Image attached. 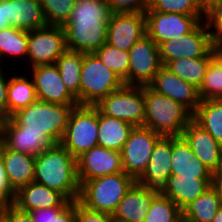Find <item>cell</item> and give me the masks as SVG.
I'll return each instance as SVG.
<instances>
[{
  "mask_svg": "<svg viewBox=\"0 0 222 222\" xmlns=\"http://www.w3.org/2000/svg\"><path fill=\"white\" fill-rule=\"evenodd\" d=\"M212 181V178L183 177L170 174L167 182L159 191L183 210L210 188Z\"/></svg>",
  "mask_w": 222,
  "mask_h": 222,
  "instance_id": "cell-21",
  "label": "cell"
},
{
  "mask_svg": "<svg viewBox=\"0 0 222 222\" xmlns=\"http://www.w3.org/2000/svg\"><path fill=\"white\" fill-rule=\"evenodd\" d=\"M213 58L214 57H199L190 59L183 57L169 61L164 67L185 82L199 89L206 74L207 67Z\"/></svg>",
  "mask_w": 222,
  "mask_h": 222,
  "instance_id": "cell-30",
  "label": "cell"
},
{
  "mask_svg": "<svg viewBox=\"0 0 222 222\" xmlns=\"http://www.w3.org/2000/svg\"><path fill=\"white\" fill-rule=\"evenodd\" d=\"M124 82L94 54H84L79 86V105H96L120 89Z\"/></svg>",
  "mask_w": 222,
  "mask_h": 222,
  "instance_id": "cell-6",
  "label": "cell"
},
{
  "mask_svg": "<svg viewBox=\"0 0 222 222\" xmlns=\"http://www.w3.org/2000/svg\"><path fill=\"white\" fill-rule=\"evenodd\" d=\"M77 176L80 186L97 177L124 172L121 152L94 146L76 158Z\"/></svg>",
  "mask_w": 222,
  "mask_h": 222,
  "instance_id": "cell-15",
  "label": "cell"
},
{
  "mask_svg": "<svg viewBox=\"0 0 222 222\" xmlns=\"http://www.w3.org/2000/svg\"><path fill=\"white\" fill-rule=\"evenodd\" d=\"M10 75L7 91L8 117H11L18 110L27 107L37 100L34 81L31 76ZM13 76V77H12ZM29 76V77H28Z\"/></svg>",
  "mask_w": 222,
  "mask_h": 222,
  "instance_id": "cell-27",
  "label": "cell"
},
{
  "mask_svg": "<svg viewBox=\"0 0 222 222\" xmlns=\"http://www.w3.org/2000/svg\"><path fill=\"white\" fill-rule=\"evenodd\" d=\"M4 208H5V205L4 204H0V219L3 216Z\"/></svg>",
  "mask_w": 222,
  "mask_h": 222,
  "instance_id": "cell-52",
  "label": "cell"
},
{
  "mask_svg": "<svg viewBox=\"0 0 222 222\" xmlns=\"http://www.w3.org/2000/svg\"><path fill=\"white\" fill-rule=\"evenodd\" d=\"M144 127L164 137H181L193 114L177 101L144 86Z\"/></svg>",
  "mask_w": 222,
  "mask_h": 222,
  "instance_id": "cell-4",
  "label": "cell"
},
{
  "mask_svg": "<svg viewBox=\"0 0 222 222\" xmlns=\"http://www.w3.org/2000/svg\"><path fill=\"white\" fill-rule=\"evenodd\" d=\"M2 217L7 222H33L28 212L20 210L14 204L5 206Z\"/></svg>",
  "mask_w": 222,
  "mask_h": 222,
  "instance_id": "cell-44",
  "label": "cell"
},
{
  "mask_svg": "<svg viewBox=\"0 0 222 222\" xmlns=\"http://www.w3.org/2000/svg\"><path fill=\"white\" fill-rule=\"evenodd\" d=\"M212 180H222V151L216 169L212 172Z\"/></svg>",
  "mask_w": 222,
  "mask_h": 222,
  "instance_id": "cell-46",
  "label": "cell"
},
{
  "mask_svg": "<svg viewBox=\"0 0 222 222\" xmlns=\"http://www.w3.org/2000/svg\"><path fill=\"white\" fill-rule=\"evenodd\" d=\"M146 33L159 46L161 43L190 33L205 15H184L179 13H164L147 11Z\"/></svg>",
  "mask_w": 222,
  "mask_h": 222,
  "instance_id": "cell-13",
  "label": "cell"
},
{
  "mask_svg": "<svg viewBox=\"0 0 222 222\" xmlns=\"http://www.w3.org/2000/svg\"><path fill=\"white\" fill-rule=\"evenodd\" d=\"M40 0H0V30L32 31L47 26Z\"/></svg>",
  "mask_w": 222,
  "mask_h": 222,
  "instance_id": "cell-14",
  "label": "cell"
},
{
  "mask_svg": "<svg viewBox=\"0 0 222 222\" xmlns=\"http://www.w3.org/2000/svg\"><path fill=\"white\" fill-rule=\"evenodd\" d=\"M161 137L150 128L134 127L121 151L123 171L137 180L146 170L153 148Z\"/></svg>",
  "mask_w": 222,
  "mask_h": 222,
  "instance_id": "cell-11",
  "label": "cell"
},
{
  "mask_svg": "<svg viewBox=\"0 0 222 222\" xmlns=\"http://www.w3.org/2000/svg\"><path fill=\"white\" fill-rule=\"evenodd\" d=\"M171 174V137L162 136L155 144L146 170L136 180L140 185L160 190Z\"/></svg>",
  "mask_w": 222,
  "mask_h": 222,
  "instance_id": "cell-20",
  "label": "cell"
},
{
  "mask_svg": "<svg viewBox=\"0 0 222 222\" xmlns=\"http://www.w3.org/2000/svg\"><path fill=\"white\" fill-rule=\"evenodd\" d=\"M28 55V31L20 30L15 27H8L0 30V65L4 61L18 59L27 60ZM7 57V58H6ZM11 57V58H10ZM6 58V59H5ZM21 58V60H20Z\"/></svg>",
  "mask_w": 222,
  "mask_h": 222,
  "instance_id": "cell-32",
  "label": "cell"
},
{
  "mask_svg": "<svg viewBox=\"0 0 222 222\" xmlns=\"http://www.w3.org/2000/svg\"><path fill=\"white\" fill-rule=\"evenodd\" d=\"M48 25L64 26L69 20L76 0H40Z\"/></svg>",
  "mask_w": 222,
  "mask_h": 222,
  "instance_id": "cell-36",
  "label": "cell"
},
{
  "mask_svg": "<svg viewBox=\"0 0 222 222\" xmlns=\"http://www.w3.org/2000/svg\"><path fill=\"white\" fill-rule=\"evenodd\" d=\"M146 33V15L142 13H113L108 23L107 41L120 50L130 48Z\"/></svg>",
  "mask_w": 222,
  "mask_h": 222,
  "instance_id": "cell-17",
  "label": "cell"
},
{
  "mask_svg": "<svg viewBox=\"0 0 222 222\" xmlns=\"http://www.w3.org/2000/svg\"><path fill=\"white\" fill-rule=\"evenodd\" d=\"M221 206L213 185L182 210V218L188 222H212Z\"/></svg>",
  "mask_w": 222,
  "mask_h": 222,
  "instance_id": "cell-29",
  "label": "cell"
},
{
  "mask_svg": "<svg viewBox=\"0 0 222 222\" xmlns=\"http://www.w3.org/2000/svg\"><path fill=\"white\" fill-rule=\"evenodd\" d=\"M212 185L216 189L219 196L220 204L222 205V180H213Z\"/></svg>",
  "mask_w": 222,
  "mask_h": 222,
  "instance_id": "cell-47",
  "label": "cell"
},
{
  "mask_svg": "<svg viewBox=\"0 0 222 222\" xmlns=\"http://www.w3.org/2000/svg\"><path fill=\"white\" fill-rule=\"evenodd\" d=\"M163 66L179 58L215 57L216 48L212 43L206 21H201L190 33L167 40L159 46Z\"/></svg>",
  "mask_w": 222,
  "mask_h": 222,
  "instance_id": "cell-9",
  "label": "cell"
},
{
  "mask_svg": "<svg viewBox=\"0 0 222 222\" xmlns=\"http://www.w3.org/2000/svg\"><path fill=\"white\" fill-rule=\"evenodd\" d=\"M179 222H188V221H186V220H184V219L182 218Z\"/></svg>",
  "mask_w": 222,
  "mask_h": 222,
  "instance_id": "cell-54",
  "label": "cell"
},
{
  "mask_svg": "<svg viewBox=\"0 0 222 222\" xmlns=\"http://www.w3.org/2000/svg\"><path fill=\"white\" fill-rule=\"evenodd\" d=\"M70 203L59 192L35 181L21 187L16 192L14 201L16 207L26 212L40 208L67 207Z\"/></svg>",
  "mask_w": 222,
  "mask_h": 222,
  "instance_id": "cell-23",
  "label": "cell"
},
{
  "mask_svg": "<svg viewBox=\"0 0 222 222\" xmlns=\"http://www.w3.org/2000/svg\"><path fill=\"white\" fill-rule=\"evenodd\" d=\"M133 128V125L114 117L105 116L98 110L99 146L121 152Z\"/></svg>",
  "mask_w": 222,
  "mask_h": 222,
  "instance_id": "cell-26",
  "label": "cell"
},
{
  "mask_svg": "<svg viewBox=\"0 0 222 222\" xmlns=\"http://www.w3.org/2000/svg\"><path fill=\"white\" fill-rule=\"evenodd\" d=\"M217 54L222 58V43L215 46Z\"/></svg>",
  "mask_w": 222,
  "mask_h": 222,
  "instance_id": "cell-50",
  "label": "cell"
},
{
  "mask_svg": "<svg viewBox=\"0 0 222 222\" xmlns=\"http://www.w3.org/2000/svg\"><path fill=\"white\" fill-rule=\"evenodd\" d=\"M33 181L59 192L68 201L79 199L80 184L76 158L60 143L43 150L35 157Z\"/></svg>",
  "mask_w": 222,
  "mask_h": 222,
  "instance_id": "cell-3",
  "label": "cell"
},
{
  "mask_svg": "<svg viewBox=\"0 0 222 222\" xmlns=\"http://www.w3.org/2000/svg\"><path fill=\"white\" fill-rule=\"evenodd\" d=\"M181 137L197 158L213 172L220 159L222 146L194 120L184 128Z\"/></svg>",
  "mask_w": 222,
  "mask_h": 222,
  "instance_id": "cell-22",
  "label": "cell"
},
{
  "mask_svg": "<svg viewBox=\"0 0 222 222\" xmlns=\"http://www.w3.org/2000/svg\"><path fill=\"white\" fill-rule=\"evenodd\" d=\"M149 86L154 91L177 101L192 114L201 103L198 88L185 82L164 66L158 71Z\"/></svg>",
  "mask_w": 222,
  "mask_h": 222,
  "instance_id": "cell-18",
  "label": "cell"
},
{
  "mask_svg": "<svg viewBox=\"0 0 222 222\" xmlns=\"http://www.w3.org/2000/svg\"><path fill=\"white\" fill-rule=\"evenodd\" d=\"M128 85L147 86L163 67L158 45L145 34L129 50Z\"/></svg>",
  "mask_w": 222,
  "mask_h": 222,
  "instance_id": "cell-12",
  "label": "cell"
},
{
  "mask_svg": "<svg viewBox=\"0 0 222 222\" xmlns=\"http://www.w3.org/2000/svg\"><path fill=\"white\" fill-rule=\"evenodd\" d=\"M75 222H116V221L111 214L90 210L77 200L75 201Z\"/></svg>",
  "mask_w": 222,
  "mask_h": 222,
  "instance_id": "cell-40",
  "label": "cell"
},
{
  "mask_svg": "<svg viewBox=\"0 0 222 222\" xmlns=\"http://www.w3.org/2000/svg\"><path fill=\"white\" fill-rule=\"evenodd\" d=\"M76 106L37 99L5 119L2 129L4 147L36 157L61 141L70 113Z\"/></svg>",
  "mask_w": 222,
  "mask_h": 222,
  "instance_id": "cell-1",
  "label": "cell"
},
{
  "mask_svg": "<svg viewBox=\"0 0 222 222\" xmlns=\"http://www.w3.org/2000/svg\"><path fill=\"white\" fill-rule=\"evenodd\" d=\"M193 120L222 146V99L201 100Z\"/></svg>",
  "mask_w": 222,
  "mask_h": 222,
  "instance_id": "cell-28",
  "label": "cell"
},
{
  "mask_svg": "<svg viewBox=\"0 0 222 222\" xmlns=\"http://www.w3.org/2000/svg\"><path fill=\"white\" fill-rule=\"evenodd\" d=\"M11 187L17 192L28 185L35 176V156L12 151L3 146L1 157Z\"/></svg>",
  "mask_w": 222,
  "mask_h": 222,
  "instance_id": "cell-25",
  "label": "cell"
},
{
  "mask_svg": "<svg viewBox=\"0 0 222 222\" xmlns=\"http://www.w3.org/2000/svg\"><path fill=\"white\" fill-rule=\"evenodd\" d=\"M200 11L206 16L213 9L222 5V0H197Z\"/></svg>",
  "mask_w": 222,
  "mask_h": 222,
  "instance_id": "cell-45",
  "label": "cell"
},
{
  "mask_svg": "<svg viewBox=\"0 0 222 222\" xmlns=\"http://www.w3.org/2000/svg\"><path fill=\"white\" fill-rule=\"evenodd\" d=\"M182 210L160 191L152 198L143 222H179Z\"/></svg>",
  "mask_w": 222,
  "mask_h": 222,
  "instance_id": "cell-34",
  "label": "cell"
},
{
  "mask_svg": "<svg viewBox=\"0 0 222 222\" xmlns=\"http://www.w3.org/2000/svg\"><path fill=\"white\" fill-rule=\"evenodd\" d=\"M94 106L105 116L120 119L134 127L144 126V86L123 85Z\"/></svg>",
  "mask_w": 222,
  "mask_h": 222,
  "instance_id": "cell-8",
  "label": "cell"
},
{
  "mask_svg": "<svg viewBox=\"0 0 222 222\" xmlns=\"http://www.w3.org/2000/svg\"><path fill=\"white\" fill-rule=\"evenodd\" d=\"M0 222H7L3 217H1Z\"/></svg>",
  "mask_w": 222,
  "mask_h": 222,
  "instance_id": "cell-53",
  "label": "cell"
},
{
  "mask_svg": "<svg viewBox=\"0 0 222 222\" xmlns=\"http://www.w3.org/2000/svg\"><path fill=\"white\" fill-rule=\"evenodd\" d=\"M67 49L63 26L47 25L28 32V55L26 63L29 68L39 65L55 64Z\"/></svg>",
  "mask_w": 222,
  "mask_h": 222,
  "instance_id": "cell-10",
  "label": "cell"
},
{
  "mask_svg": "<svg viewBox=\"0 0 222 222\" xmlns=\"http://www.w3.org/2000/svg\"><path fill=\"white\" fill-rule=\"evenodd\" d=\"M135 182L125 172L94 178L80 186L78 201L90 210L112 215Z\"/></svg>",
  "mask_w": 222,
  "mask_h": 222,
  "instance_id": "cell-5",
  "label": "cell"
},
{
  "mask_svg": "<svg viewBox=\"0 0 222 222\" xmlns=\"http://www.w3.org/2000/svg\"><path fill=\"white\" fill-rule=\"evenodd\" d=\"M28 213L33 222H75V201L67 207L40 208Z\"/></svg>",
  "mask_w": 222,
  "mask_h": 222,
  "instance_id": "cell-38",
  "label": "cell"
},
{
  "mask_svg": "<svg viewBox=\"0 0 222 222\" xmlns=\"http://www.w3.org/2000/svg\"><path fill=\"white\" fill-rule=\"evenodd\" d=\"M112 14L106 0H76L63 26L67 49L84 54L98 50L107 41Z\"/></svg>",
  "mask_w": 222,
  "mask_h": 222,
  "instance_id": "cell-2",
  "label": "cell"
},
{
  "mask_svg": "<svg viewBox=\"0 0 222 222\" xmlns=\"http://www.w3.org/2000/svg\"><path fill=\"white\" fill-rule=\"evenodd\" d=\"M94 54L124 82V85H128L129 51L105 43Z\"/></svg>",
  "mask_w": 222,
  "mask_h": 222,
  "instance_id": "cell-33",
  "label": "cell"
},
{
  "mask_svg": "<svg viewBox=\"0 0 222 222\" xmlns=\"http://www.w3.org/2000/svg\"><path fill=\"white\" fill-rule=\"evenodd\" d=\"M84 53L66 49L56 60L61 78L68 91L77 99L79 105L80 75Z\"/></svg>",
  "mask_w": 222,
  "mask_h": 222,
  "instance_id": "cell-31",
  "label": "cell"
},
{
  "mask_svg": "<svg viewBox=\"0 0 222 222\" xmlns=\"http://www.w3.org/2000/svg\"><path fill=\"white\" fill-rule=\"evenodd\" d=\"M113 13H142L149 10L150 0H106Z\"/></svg>",
  "mask_w": 222,
  "mask_h": 222,
  "instance_id": "cell-39",
  "label": "cell"
},
{
  "mask_svg": "<svg viewBox=\"0 0 222 222\" xmlns=\"http://www.w3.org/2000/svg\"><path fill=\"white\" fill-rule=\"evenodd\" d=\"M159 192L135 182L112 214L116 222H143L152 198Z\"/></svg>",
  "mask_w": 222,
  "mask_h": 222,
  "instance_id": "cell-19",
  "label": "cell"
},
{
  "mask_svg": "<svg viewBox=\"0 0 222 222\" xmlns=\"http://www.w3.org/2000/svg\"><path fill=\"white\" fill-rule=\"evenodd\" d=\"M29 69L27 72H31L29 74L34 81L38 100L55 104L78 105L77 99L63 83L55 64L39 65Z\"/></svg>",
  "mask_w": 222,
  "mask_h": 222,
  "instance_id": "cell-16",
  "label": "cell"
},
{
  "mask_svg": "<svg viewBox=\"0 0 222 222\" xmlns=\"http://www.w3.org/2000/svg\"><path fill=\"white\" fill-rule=\"evenodd\" d=\"M6 117L0 112V132H2Z\"/></svg>",
  "mask_w": 222,
  "mask_h": 222,
  "instance_id": "cell-49",
  "label": "cell"
},
{
  "mask_svg": "<svg viewBox=\"0 0 222 222\" xmlns=\"http://www.w3.org/2000/svg\"><path fill=\"white\" fill-rule=\"evenodd\" d=\"M171 174L212 178V172L197 158L182 137H171Z\"/></svg>",
  "mask_w": 222,
  "mask_h": 222,
  "instance_id": "cell-24",
  "label": "cell"
},
{
  "mask_svg": "<svg viewBox=\"0 0 222 222\" xmlns=\"http://www.w3.org/2000/svg\"><path fill=\"white\" fill-rule=\"evenodd\" d=\"M3 135H2V132H0V157H1V151H2V148H3Z\"/></svg>",
  "mask_w": 222,
  "mask_h": 222,
  "instance_id": "cell-51",
  "label": "cell"
},
{
  "mask_svg": "<svg viewBox=\"0 0 222 222\" xmlns=\"http://www.w3.org/2000/svg\"><path fill=\"white\" fill-rule=\"evenodd\" d=\"M148 11L179 13L184 15H204L197 0H150Z\"/></svg>",
  "mask_w": 222,
  "mask_h": 222,
  "instance_id": "cell-37",
  "label": "cell"
},
{
  "mask_svg": "<svg viewBox=\"0 0 222 222\" xmlns=\"http://www.w3.org/2000/svg\"><path fill=\"white\" fill-rule=\"evenodd\" d=\"M205 21L214 46L222 43V5L216 7L206 15Z\"/></svg>",
  "mask_w": 222,
  "mask_h": 222,
  "instance_id": "cell-41",
  "label": "cell"
},
{
  "mask_svg": "<svg viewBox=\"0 0 222 222\" xmlns=\"http://www.w3.org/2000/svg\"><path fill=\"white\" fill-rule=\"evenodd\" d=\"M16 191L11 187L7 172L0 158V203L5 206L14 204Z\"/></svg>",
  "mask_w": 222,
  "mask_h": 222,
  "instance_id": "cell-42",
  "label": "cell"
},
{
  "mask_svg": "<svg viewBox=\"0 0 222 222\" xmlns=\"http://www.w3.org/2000/svg\"><path fill=\"white\" fill-rule=\"evenodd\" d=\"M198 90L201 100L222 99V58L218 54L207 67Z\"/></svg>",
  "mask_w": 222,
  "mask_h": 222,
  "instance_id": "cell-35",
  "label": "cell"
},
{
  "mask_svg": "<svg viewBox=\"0 0 222 222\" xmlns=\"http://www.w3.org/2000/svg\"><path fill=\"white\" fill-rule=\"evenodd\" d=\"M3 68L4 66L0 65V112L8 118L7 91L10 77L8 76L9 74H7L6 69Z\"/></svg>",
  "mask_w": 222,
  "mask_h": 222,
  "instance_id": "cell-43",
  "label": "cell"
},
{
  "mask_svg": "<svg viewBox=\"0 0 222 222\" xmlns=\"http://www.w3.org/2000/svg\"><path fill=\"white\" fill-rule=\"evenodd\" d=\"M212 222H222V205L219 207L216 215L212 219Z\"/></svg>",
  "mask_w": 222,
  "mask_h": 222,
  "instance_id": "cell-48",
  "label": "cell"
},
{
  "mask_svg": "<svg viewBox=\"0 0 222 222\" xmlns=\"http://www.w3.org/2000/svg\"><path fill=\"white\" fill-rule=\"evenodd\" d=\"M59 143L74 158L97 146L98 109L91 105H78L74 107Z\"/></svg>",
  "mask_w": 222,
  "mask_h": 222,
  "instance_id": "cell-7",
  "label": "cell"
}]
</instances>
